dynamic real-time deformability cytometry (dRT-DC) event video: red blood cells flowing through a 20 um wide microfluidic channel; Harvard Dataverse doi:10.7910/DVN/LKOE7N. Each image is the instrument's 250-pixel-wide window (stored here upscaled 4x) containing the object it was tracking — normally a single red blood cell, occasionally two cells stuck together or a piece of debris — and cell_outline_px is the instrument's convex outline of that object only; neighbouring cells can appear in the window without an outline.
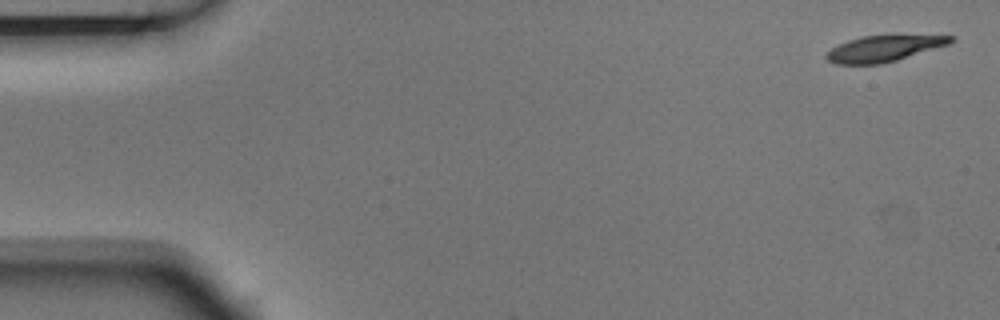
{"species": "Egyptian fruit bat (a non-hibernating species)", "species_latin": "Rousettus aegyptiacus", "temperature_condition": "room temperature", "stored_images_in_passage": 3, "camera_frame_rate_fps": 3000, "um_per_image_px": 0.085, "animal": {"sex": "male"}, "frame": {"image": 1, "passage_image": 1, "time_ms": 0.0, "image_size_px": [1000, 320], "cell_outline_px": [[956, 40], [948, 44], [896, 60], [880, 64], [836, 64], [828, 60], [824, 56], [832, 48], [848, 40], [860, 36], [896, 32], [956, 36]], "centroid_in_image_um": [75.22, 4.05], "position_along_channel_um": 9.8, "area_um2": 19.77}}